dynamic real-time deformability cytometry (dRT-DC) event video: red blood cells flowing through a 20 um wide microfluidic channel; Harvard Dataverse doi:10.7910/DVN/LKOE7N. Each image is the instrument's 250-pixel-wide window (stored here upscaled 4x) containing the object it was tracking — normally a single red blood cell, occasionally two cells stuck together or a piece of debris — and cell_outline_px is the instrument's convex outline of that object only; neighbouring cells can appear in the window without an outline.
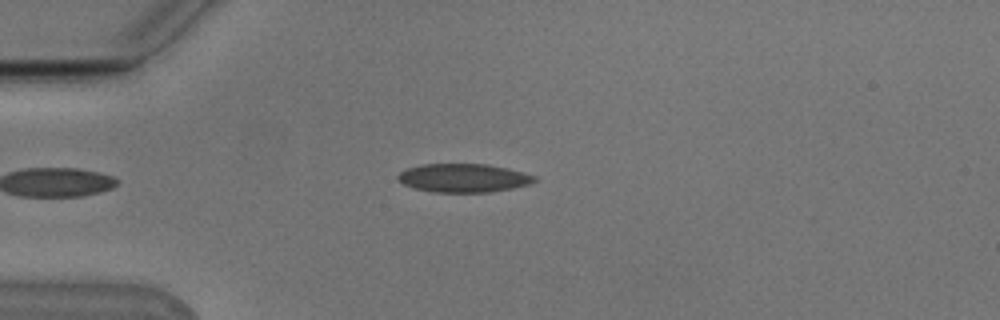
{"species": "Egyptian fruit bat (a non-hibernating species)", "species_latin": "Rousettus aegyptiacus", "temperature_condition": "cold", "stored_images_in_passage": 42, "camera_frame_rate_fps": 3000, "um_per_image_px": 0.085, "animal": {"sex": "male"}, "frame": {"image": 1, "passage_image": 8, "time_ms": 2.333, "image_size_px": [1000, 320], "cell_outline_px": [[536, 180], [532, 184], [492, 192], [432, 192], [412, 188], [396, 180], [396, 176], [400, 172], [408, 168], [420, 164], [484, 164], [524, 172], [536, 176]], "centroid_in_image_um": [39.37, 15.13], "position_along_channel_um": 45.6, "area_um2": 22.83}}
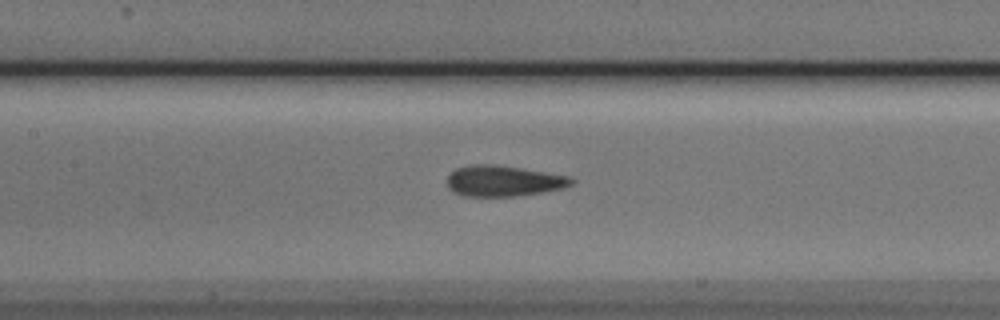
{"frame": {"image": 2, "passage_image": 19, "time_ms": 6.0, "image_size_px": [1000, 320], "cell_outline_px": [[576, 180], [572, 184], [564, 188], [516, 196], [464, 196], [452, 192], [448, 188], [448, 176], [456, 168], [472, 164], [492, 164], [520, 168], [568, 176]], "centroid_in_image_um": [42.77, 15.38], "position_along_channel_um": 164.6, "area_um2": 22.2}}
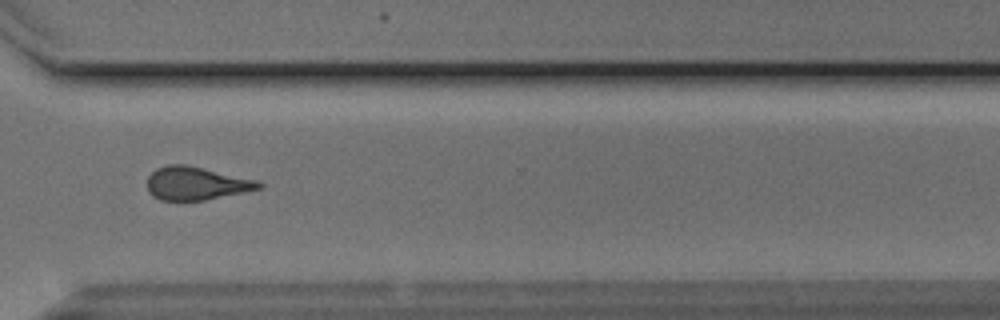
{"frame": {"image": 3, "passage_image": 34, "time_ms": 11.0, "image_size_px": [1000, 320], "cell_outline_px": [[264, 184], [260, 188], [244, 192], [204, 200], [160, 200], [152, 196], [148, 192], [148, 176], [156, 168], [168, 164], [184, 164], [256, 180]], "centroid_in_image_um": [16.63, 15.59], "position_along_channel_um": 354.0, "area_um2": 21.33}, "authors_computed_cell_mechanics": {"area_um2": 22.1952, "velocity_mm_per_s": 3.7929, "shape_relaxation_time_tau1_ms": 6.0261, "shape_relaxation_time_tau2_ms": 2.2425, "deformation_change_tau1": 0.1504, "deformation_change_tau2": 0.094}}